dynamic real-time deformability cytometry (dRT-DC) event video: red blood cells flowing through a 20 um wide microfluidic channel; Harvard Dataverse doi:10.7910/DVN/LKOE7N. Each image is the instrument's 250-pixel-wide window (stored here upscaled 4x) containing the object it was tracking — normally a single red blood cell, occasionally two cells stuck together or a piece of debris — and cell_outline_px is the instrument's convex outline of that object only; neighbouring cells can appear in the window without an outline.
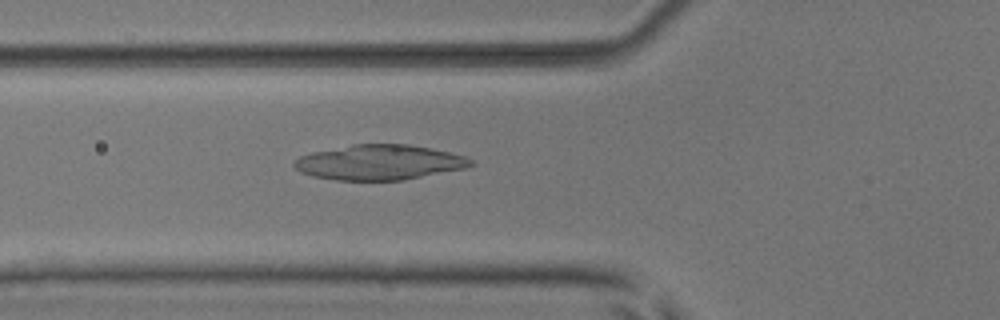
{"species": "common noctule bat (a hibernating species)", "species_latin": "Nyctalus noctula", "temperature_condition": "room temperature", "stored_images_in_passage": 29, "camera_frame_rate_fps": 3000, "um_per_image_px": 0.085, "animal": {"sex": "male", "body_mass_g": 17.9, "forearm_length_mm": 54.2}, "frame": {"image": 1, "passage_image": 7, "time_ms": 2.0, "image_size_px": [1000, 320], "cell_outline_px": [[476, 164], [464, 168], [404, 180], [336, 180], [312, 176], [300, 172], [292, 164], [300, 156], [312, 152], [352, 144], [408, 144], [432, 148], [464, 156], [472, 160]], "centroid_in_image_um": [32.24, 13.8], "position_along_channel_um": 93.6, "area_um2": 36.01}}
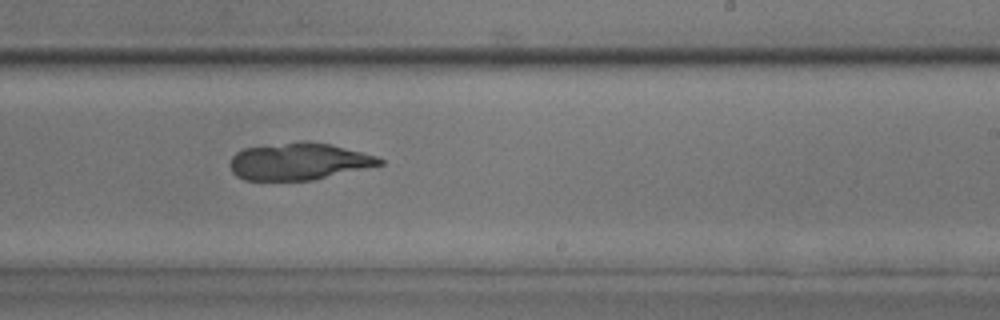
{"frame": {"image": 2, "passage_image": 20, "time_ms": 6.333, "image_size_px": [1000, 320], "cell_outline_px": [[384, 164], [312, 180], [244, 180], [236, 176], [232, 172], [228, 164], [232, 156], [236, 152], [244, 148], [300, 140], [308, 140], [332, 144], [376, 156], [384, 160]], "centroid_in_image_um": [25.37, 13.71], "position_along_channel_um": 263.6, "area_um2": 32.54}}
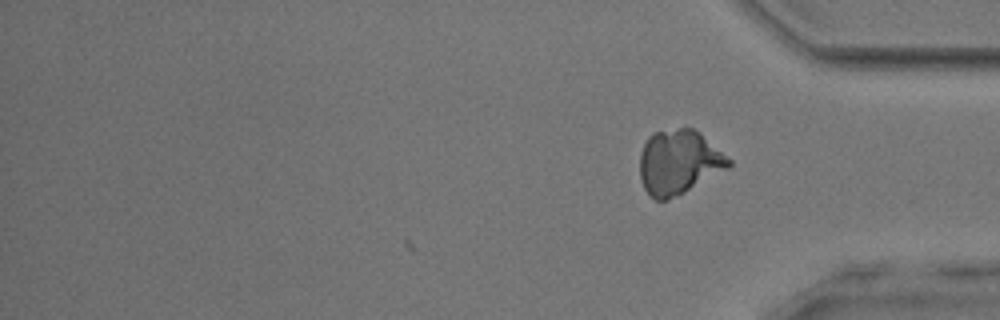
{"frame": {"image": 3, "passage_image": 29, "time_ms": 9.333, "image_size_px": [1000, 320], "cell_outline_px": [[732, 164], [728, 168], [684, 192], [668, 200], [656, 200], [644, 188], [640, 180], [640, 152], [648, 136], [652, 132], [680, 128], [692, 128], [700, 132], [732, 160]], "centroid_in_image_um": [57.69, 13.77], "position_along_channel_um": 377.5, "area_um2": 33.29}}